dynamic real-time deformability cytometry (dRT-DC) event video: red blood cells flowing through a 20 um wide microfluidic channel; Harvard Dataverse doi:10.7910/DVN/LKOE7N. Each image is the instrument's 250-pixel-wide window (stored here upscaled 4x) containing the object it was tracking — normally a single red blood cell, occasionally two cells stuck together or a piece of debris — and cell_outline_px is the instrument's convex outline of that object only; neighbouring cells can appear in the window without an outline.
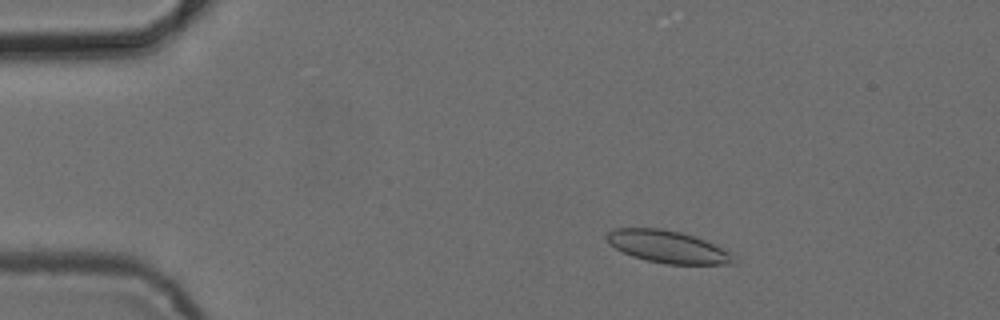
{"species": "common noctule bat (a hibernating species)", "species_latin": "Nyctalus noctula", "temperature_condition": "cold", "stored_images_in_passage": 53, "camera_frame_rate_fps": 3000, "um_per_image_px": 0.085, "animal": {"sex": "female", "body_mass_g": 24.6, "forearm_length_mm": 56.2}, "frame": {"image": 1, "passage_image": 9, "time_ms": 2.667, "image_size_px": [1000, 320], "cell_outline_px": [[732, 264], [664, 264], [632, 256], [616, 248], [604, 236], [608, 232], [616, 228], [660, 228], [680, 232], [704, 240], [728, 252], [732, 256]], "centroid_in_image_um": [56.69, 20.97], "position_along_channel_um": 28.3, "area_um2": 23.24}}
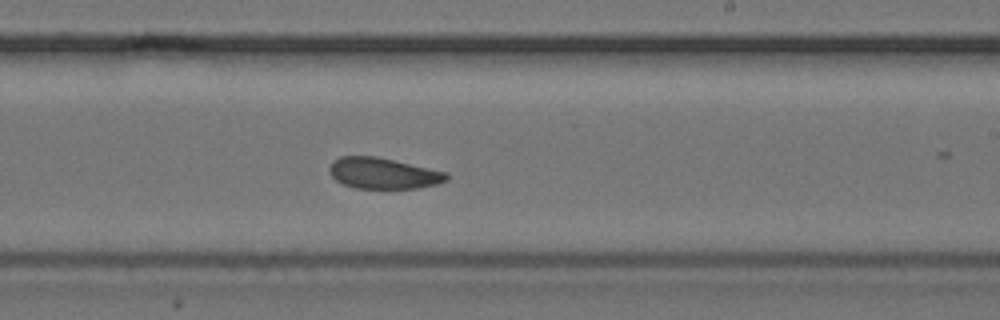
{"frame": {"image": 2, "passage_image": 32, "time_ms": 10.333, "image_size_px": [1000, 320], "cell_outline_px": [[448, 180], [436, 184], [420, 188], [356, 188], [344, 184], [336, 180], [332, 176], [328, 168], [332, 160], [340, 156], [376, 156], [448, 172]], "centroid_in_image_um": [32.57, 14.72], "position_along_channel_um": 256.4, "area_um2": 21.21}}
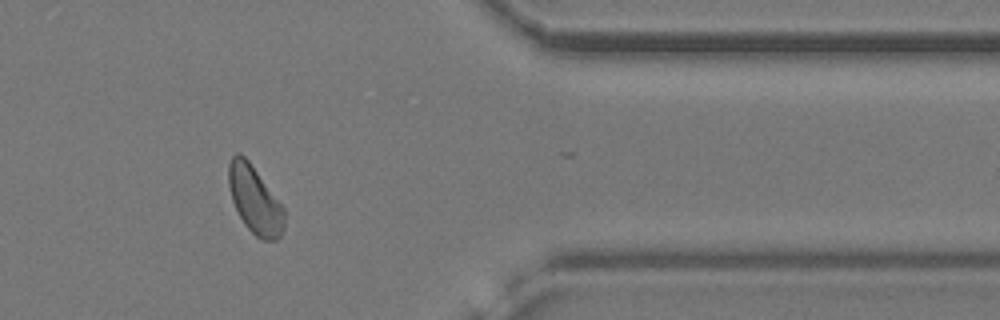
{"frame": {"image": 3, "passage_image": 44, "time_ms": 14.333, "image_size_px": [1000, 320], "cell_outline_px": [[284, 228], [280, 236], [276, 240], [260, 240], [244, 224], [232, 200], [228, 184], [228, 164], [232, 156], [236, 152], [240, 152], [248, 160], [284, 208]], "centroid_in_image_um": [21.64, 16.99], "position_along_channel_um": 389.8, "area_um2": 21.73}, "authors_computed_cell_mechanics": {"area_um2": 22.0218, "velocity_mm_per_s": 3.8306, "shape_relaxation_time_tau1_ms": 5.7842, "shape_relaxation_time_tau2_ms": 4.4332, "deformation_change_tau1": 0.0934, "deformation_change_tau2": 0.0892}}